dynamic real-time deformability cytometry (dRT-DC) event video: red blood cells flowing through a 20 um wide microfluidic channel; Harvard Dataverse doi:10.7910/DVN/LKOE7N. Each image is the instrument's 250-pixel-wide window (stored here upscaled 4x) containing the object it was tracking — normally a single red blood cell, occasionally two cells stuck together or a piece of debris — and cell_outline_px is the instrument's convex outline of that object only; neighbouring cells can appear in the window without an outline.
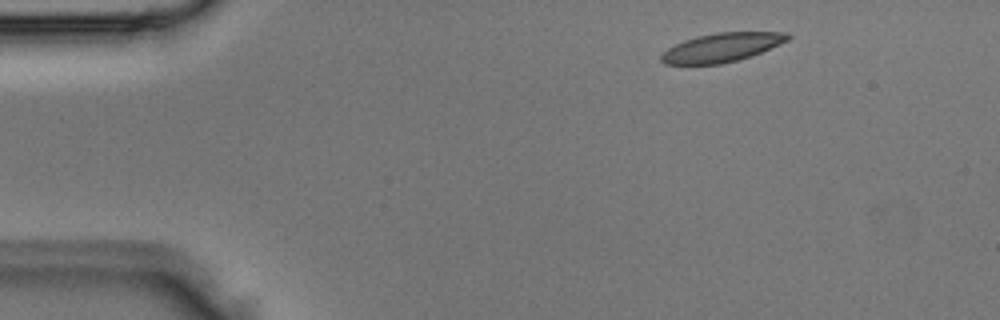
{"species": "Egyptian fruit bat (a non-hibernating species)", "species_latin": "Rousettus aegyptiacus", "temperature_condition": "room temperature", "stored_images_in_passage": 3, "camera_frame_rate_fps": 3000, "um_per_image_px": 0.085, "animal": {"sex": "male"}, "frame": {"image": 1, "passage_image": 1, "time_ms": 0.0, "image_size_px": [1000, 320], "cell_outline_px": [[792, 36], [788, 40], [752, 56], [720, 64], [664, 64], [660, 60], [660, 56], [668, 48], [684, 40], [696, 36], [720, 32], [788, 32]], "centroid_in_image_um": [61.35, 4.03], "position_along_channel_um": 23.6, "area_um2": 21.15}}